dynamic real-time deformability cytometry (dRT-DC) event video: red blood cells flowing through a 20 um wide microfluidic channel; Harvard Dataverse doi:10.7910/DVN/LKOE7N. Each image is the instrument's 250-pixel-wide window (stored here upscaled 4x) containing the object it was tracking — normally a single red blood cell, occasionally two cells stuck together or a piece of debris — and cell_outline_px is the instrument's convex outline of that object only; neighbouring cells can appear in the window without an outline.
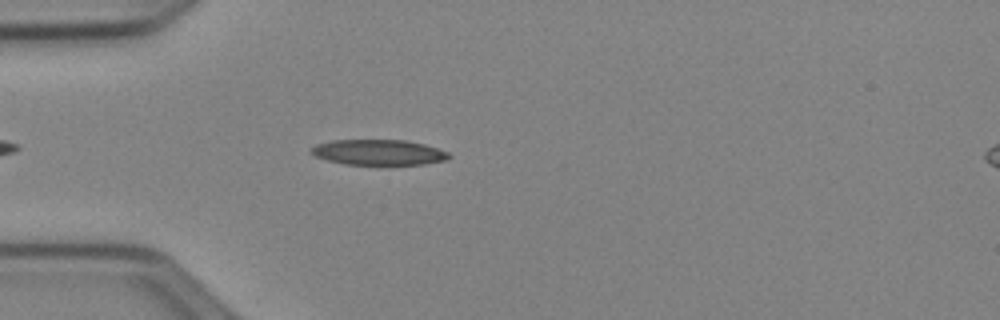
{"species": "Egyptian fruit bat (a non-hibernating species)", "species_latin": "Rousettus aegyptiacus", "temperature_condition": "cold", "stored_images_in_passage": 40, "camera_frame_rate_fps": 3000, "um_per_image_px": 0.085, "animal": {"sex": "female"}, "frame": {"image": 1, "passage_image": 6, "time_ms": 1.667, "image_size_px": [1000, 320], "cell_outline_px": [[452, 156], [448, 160], [424, 164], [344, 164], [328, 160], [316, 156], [308, 152], [316, 144], [332, 140], [404, 140], [424, 144], [448, 152]], "centroid_in_image_um": [32.19, 12.94], "position_along_channel_um": 52.8, "area_um2": 20.35}}
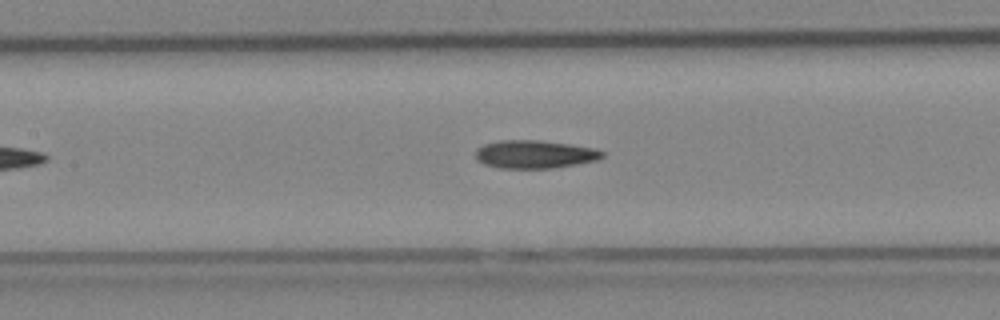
{"frame": {"image": 2, "passage_image": 15, "time_ms": 4.667, "image_size_px": [1000, 320], "cell_outline_px": [[604, 156], [596, 160], [556, 168], [500, 168], [484, 164], [476, 160], [476, 148], [484, 144], [500, 140], [540, 140], [596, 148], [604, 152]], "centroid_in_image_um": [45.43, 13.11], "position_along_channel_um": 162.0, "area_um2": 20.81}}
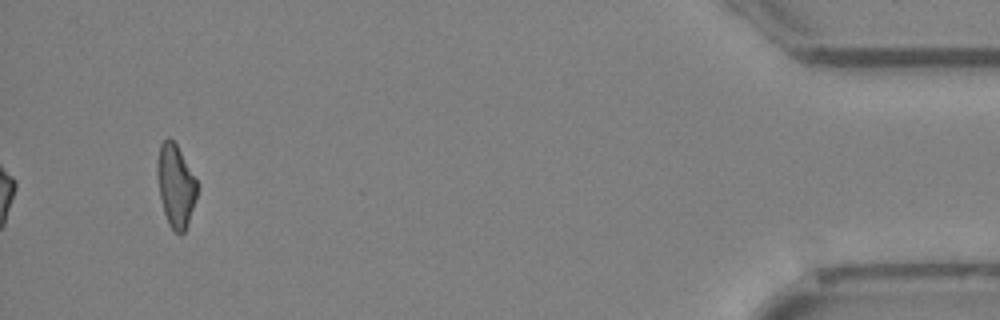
{"frame": {"image": 3, "passage_image": 40, "time_ms": 13.0, "image_size_px": [1000, 320], "cell_outline_px": [[196, 196], [184, 232], [176, 232], [168, 224], [164, 212], [160, 196], [156, 172], [156, 160], [160, 144], [168, 136], [176, 144], [196, 180]], "centroid_in_image_um": [14.88, 15.73], "position_along_channel_um": 420.3, "area_um2": 18.67}, "authors_computed_cell_mechanics": {"area_um2": 20.3745, "velocity_mm_per_s": 3.9758, "shape_relaxation_time_tau1_ms": 5.7836, "shape_relaxation_time_tau2_ms": 7.914, "deformation_change_tau1": 0.1616, "deformation_change_tau2": 0.213}}